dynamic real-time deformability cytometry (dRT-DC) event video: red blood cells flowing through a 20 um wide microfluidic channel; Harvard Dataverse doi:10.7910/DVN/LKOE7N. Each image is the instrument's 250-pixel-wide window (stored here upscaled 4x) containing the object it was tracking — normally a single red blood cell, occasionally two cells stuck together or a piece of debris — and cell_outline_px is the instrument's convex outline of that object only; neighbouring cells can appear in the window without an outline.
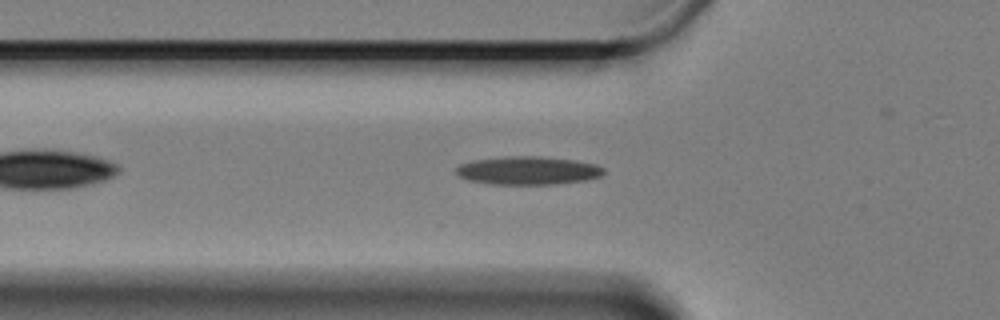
{"species": "Egyptian fruit bat (a non-hibernating species)", "species_latin": "Rousettus aegyptiacus", "temperature_condition": "cold", "stored_images_in_passage": 41, "camera_frame_rate_fps": 3000, "um_per_image_px": 0.085, "animal": {"sex": "female"}, "frame": {"image": 1, "passage_image": 9, "time_ms": 2.667, "image_size_px": [1000, 320], "cell_outline_px": [[604, 172], [600, 176], [588, 180], [556, 184], [488, 184], [468, 180], [456, 176], [456, 168], [460, 164], [472, 160], [512, 156], [540, 156], [576, 160], [596, 164], [604, 168]], "centroid_in_image_um": [44.87, 14.5], "position_along_channel_um": 80.9, "area_um2": 24.51}}
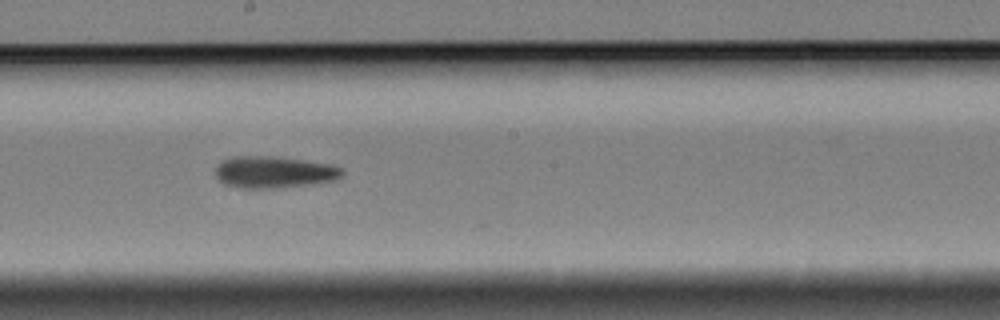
{"frame": {"image": 2, "passage_image": 22, "time_ms": 7.0, "image_size_px": [1000, 320], "cell_outline_px": [[344, 172], [336, 180], [312, 184], [276, 188], [240, 188], [224, 184], [216, 176], [216, 168], [224, 160], [232, 156], [272, 156], [304, 160], [332, 164], [340, 168]], "centroid_in_image_um": [23.3, 14.63], "position_along_channel_um": 224.9, "area_um2": 23.41}}
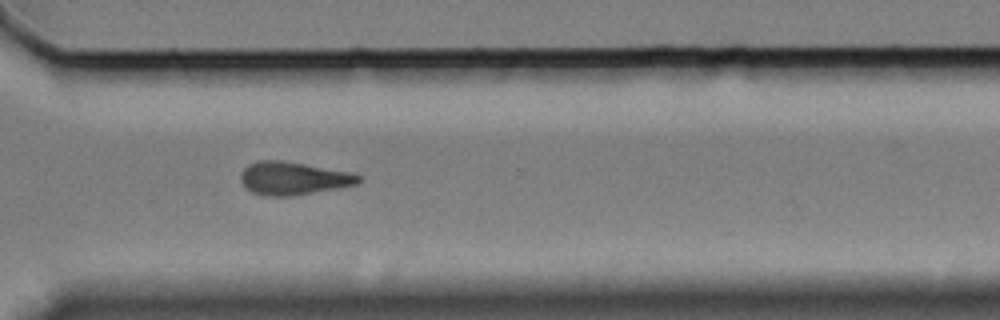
{"frame": {"image": 3, "passage_image": 33, "time_ms": 10.667, "image_size_px": [1000, 320], "cell_outline_px": [[364, 180], [356, 184], [340, 188], [292, 196], [264, 196], [252, 192], [244, 188], [240, 180], [240, 176], [244, 168], [248, 164], [260, 160], [280, 160], [352, 172], [364, 176]], "centroid_in_image_um": [24.95, 15.16], "position_along_channel_um": 345.6, "area_um2": 23.0}, "authors_computed_cell_mechanics": {"area_um2": 23.0044, "velocity_mm_per_s": 3.2949, "shape_relaxation_time_tau1_ms": 7.7876, "shape_relaxation_time_tau2_ms": 6.8601, "deformation_change_tau1": 0.1577, "deformation_change_tau2": 0.164}}